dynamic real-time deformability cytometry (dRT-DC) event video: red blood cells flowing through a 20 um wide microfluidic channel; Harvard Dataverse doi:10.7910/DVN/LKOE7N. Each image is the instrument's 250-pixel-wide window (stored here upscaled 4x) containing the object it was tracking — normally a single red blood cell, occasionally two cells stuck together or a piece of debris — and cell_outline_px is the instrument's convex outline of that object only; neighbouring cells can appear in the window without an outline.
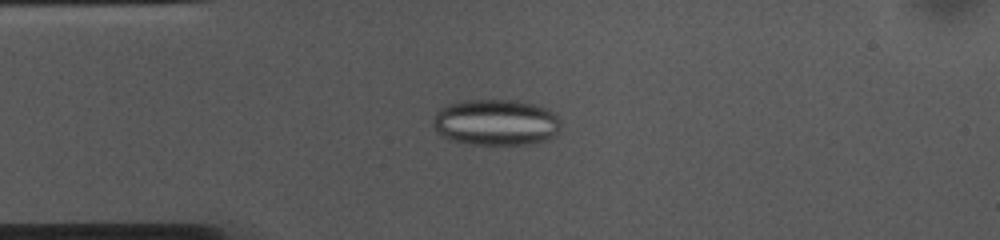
{"species": "common noctule bat (a hibernating species)", "species_latin": "Nyctalus noctula", "temperature_condition": "cold", "stored_images_in_passage": 53, "camera_frame_rate_fps": 3000, "um_per_image_px": 0.085, "animal": {"sex": "female", "body_mass_g": 10.0, "forearm_length_mm": 53.1}, "frame": {"image": 1, "passage_image": 12, "time_ms": 3.667, "image_size_px": [1000, 240], "cell_outline_px": [[560, 128], [556, 136], [548, 140], [536, 144], [468, 144], [452, 140], [436, 132], [432, 124], [432, 120], [436, 112], [440, 108], [448, 104], [464, 100], [516, 100], [532, 104], [544, 108], [552, 112], [560, 120]], "centroid_in_image_um": [42.15, 10.41], "position_along_channel_um": 42.9, "area_um2": 34.62}}
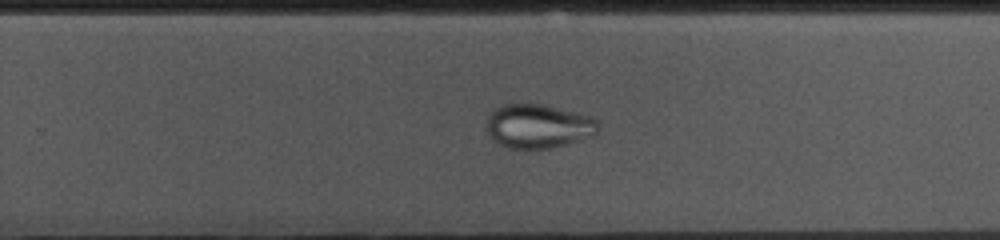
{"frame": {"image": 2, "passage_image": 33, "time_ms": 10.667, "image_size_px": [1000, 240], "cell_outline_px": [[600, 128], [596, 136], [552, 148], [508, 148], [500, 144], [484, 132], [488, 116], [496, 108], [504, 104], [540, 104], [592, 116], [600, 124]], "centroid_in_image_um": [45.78, 10.73], "position_along_channel_um": 284.0, "area_um2": 28.9}}
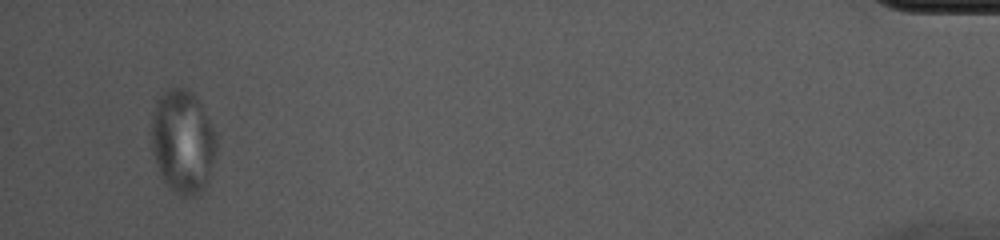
{"frame": {"image": 3, "passage_image": 51, "time_ms": 16.667, "image_size_px": [1000, 240], "cell_outline_px": [[216, 148], [208, 184], [204, 188], [192, 196], [180, 196], [172, 192], [164, 180], [156, 164], [152, 148], [152, 116], [156, 104], [160, 96], [168, 88], [188, 88], [192, 92], [200, 104], [216, 132]], "centroid_in_image_um": [15.54, 12.05], "position_along_channel_um": 419.7, "area_um2": 39.02}}